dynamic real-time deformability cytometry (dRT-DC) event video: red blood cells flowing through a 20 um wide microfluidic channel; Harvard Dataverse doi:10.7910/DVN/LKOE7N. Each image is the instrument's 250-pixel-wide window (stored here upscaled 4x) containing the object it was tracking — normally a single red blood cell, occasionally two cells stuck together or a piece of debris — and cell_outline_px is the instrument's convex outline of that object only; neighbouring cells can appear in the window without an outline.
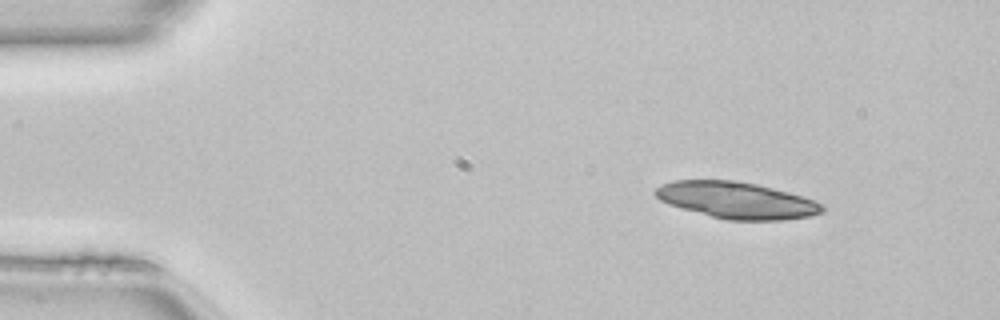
{"species": "common noctule bat (a hibernating species)", "species_latin": "Nyctalus noctula", "temperature_condition": "room temperature", "stored_images_in_passage": 47, "camera_frame_rate_fps": 3000, "um_per_image_px": 0.085, "animal": {"sex": "female", "body_mass_g": 22.7, "forearm_length_mm": 54.2}, "frame": {"image": 1, "passage_image": 5, "time_ms": 1.333, "image_size_px": [1000, 320], "cell_outline_px": [[824, 212], [808, 216], [780, 220], [728, 220], [680, 208], [668, 204], [660, 200], [652, 192], [656, 188], [664, 184], [676, 180], [736, 180], [756, 184], [788, 192], [816, 200], [824, 204]], "centroid_in_image_um": [62.62, 17.02], "position_along_channel_um": 22.4, "area_um2": 35.43}}